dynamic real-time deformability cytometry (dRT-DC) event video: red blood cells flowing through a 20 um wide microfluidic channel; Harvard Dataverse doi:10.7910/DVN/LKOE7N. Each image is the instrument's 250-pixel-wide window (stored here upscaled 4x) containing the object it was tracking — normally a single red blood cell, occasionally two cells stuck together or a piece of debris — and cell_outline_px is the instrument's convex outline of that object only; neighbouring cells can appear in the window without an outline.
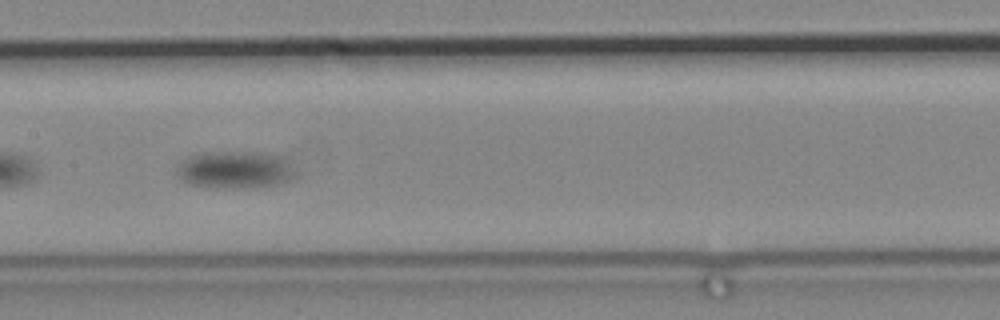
{"species": "common noctule bat (a hibernating species)", "species_latin": "Nyctalus noctula", "temperature_condition": "cold", "stored_images_in_passage": 33, "camera_frame_rate_fps": 3000, "um_per_image_px": 0.085, "animal": {"sex": "male", "body_mass_g": 19.2, "forearm_length_mm": 51.8}, "frame": {"image": 1, "passage_image": 19, "time_ms": 6.0, "image_size_px": [1000, 320], "cell_outline_px": [[292, 176], [288, 180], [280, 184], [236, 188], [224, 188], [188, 184], [180, 180], [176, 172], [176, 164], [180, 160], [188, 156], [200, 152], [260, 152], [276, 156], [284, 164]], "centroid_in_image_um": [19.74, 14.43], "position_along_channel_um": 187.7, "area_um2": 25.14}}
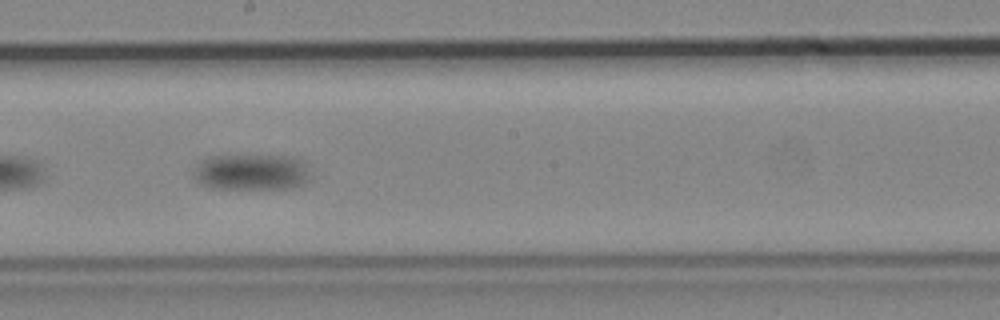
{"frame": {"image": 2, "passage_image": 24, "time_ms": 7.667, "image_size_px": [1000, 320], "cell_outline_px": [[312, 180], [304, 184], [292, 188], [216, 188], [200, 184], [196, 180], [192, 172], [200, 160], [204, 156], [284, 156], [304, 160]], "centroid_in_image_um": [21.38, 14.62], "position_along_channel_um": 226.8, "area_um2": 24.74}}